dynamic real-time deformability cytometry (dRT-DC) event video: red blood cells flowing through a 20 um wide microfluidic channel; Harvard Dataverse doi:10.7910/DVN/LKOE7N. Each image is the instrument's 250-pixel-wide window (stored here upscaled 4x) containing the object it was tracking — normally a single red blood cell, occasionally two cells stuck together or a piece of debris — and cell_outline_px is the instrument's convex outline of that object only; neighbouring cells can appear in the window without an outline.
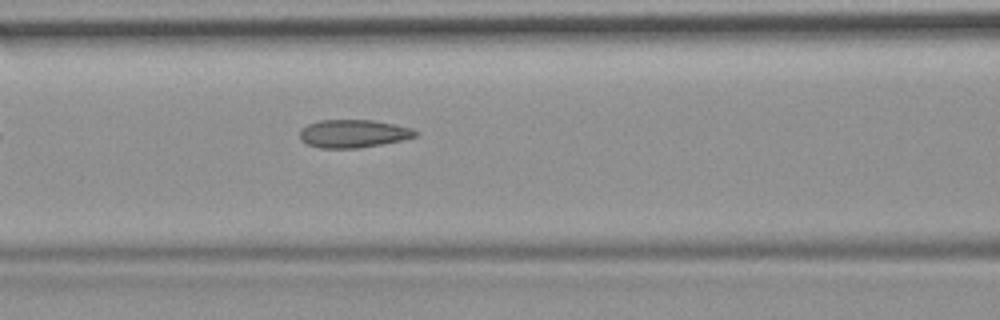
{"species": "common noctule bat (a hibernating species)", "species_latin": "Nyctalus noctula", "temperature_condition": "room temperature", "stored_images_in_passage": 6, "camera_frame_rate_fps": 3000, "um_per_image_px": 0.085, "animal": {"sex": "female", "body_mass_g": 19.9}, "frame": {"image": 1, "passage_image": 6, "time_ms": 1.667, "image_size_px": [1000, 320], "cell_outline_px": [[420, 132], [416, 136], [404, 140], [360, 148], [320, 148], [308, 144], [300, 140], [300, 132], [308, 124], [320, 120], [372, 120], [412, 128]], "centroid_in_image_um": [30.06, 11.36], "position_along_channel_um": 136.5, "area_um2": 18.84}}